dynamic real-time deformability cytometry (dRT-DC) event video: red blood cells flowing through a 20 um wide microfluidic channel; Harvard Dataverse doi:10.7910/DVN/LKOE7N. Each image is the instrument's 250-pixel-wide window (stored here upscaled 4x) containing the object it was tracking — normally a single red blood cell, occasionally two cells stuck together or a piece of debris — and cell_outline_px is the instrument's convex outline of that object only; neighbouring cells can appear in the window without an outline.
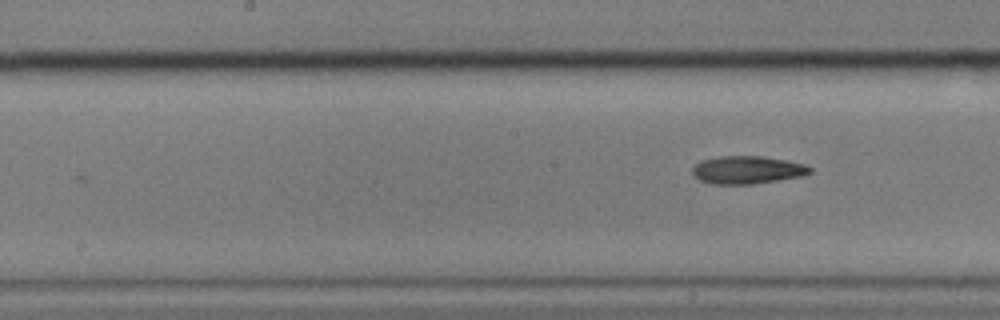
{"species": "common noctule bat (a hibernating species)", "species_latin": "Nyctalus noctula", "temperature_condition": "cold", "stored_images_in_passage": 8, "camera_frame_rate_fps": 3000, "um_per_image_px": 0.085, "animal": {"sex": "male", "body_mass_g": 17.9}, "frame": {"image": 1, "passage_image": 8, "time_ms": 9.0, "image_size_px": [1000, 320], "cell_outline_px": [[812, 172], [804, 176], [780, 180], [752, 184], [712, 184], [700, 180], [692, 172], [692, 168], [700, 160], [720, 156], [760, 156], [788, 160], [804, 164], [812, 168]], "centroid_in_image_um": [63.55, 14.44], "position_along_channel_um": 184.7, "area_um2": 19.19}}